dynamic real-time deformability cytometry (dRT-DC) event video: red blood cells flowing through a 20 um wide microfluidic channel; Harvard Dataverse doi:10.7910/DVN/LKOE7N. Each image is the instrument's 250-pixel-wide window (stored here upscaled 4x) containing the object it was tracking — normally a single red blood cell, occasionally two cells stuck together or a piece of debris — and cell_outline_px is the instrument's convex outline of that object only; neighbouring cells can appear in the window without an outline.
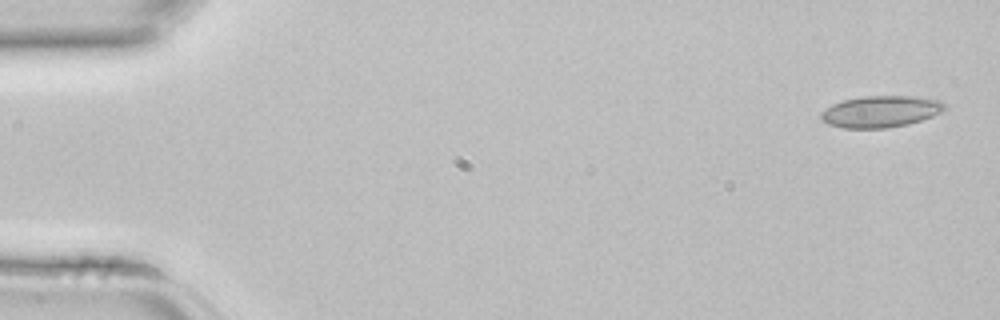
{"species": "common noctule bat (a hibernating species)", "species_latin": "Nyctalus noctula", "temperature_condition": "room temperature", "stored_images_in_passage": 3, "camera_frame_rate_fps": 3000, "um_per_image_px": 0.085, "animal": {"sex": "female", "body_mass_g": 22.7, "forearm_length_mm": 54.2}, "frame": {"image": 1, "passage_image": 1, "time_ms": 0.0, "image_size_px": [1000, 320], "cell_outline_px": [[944, 108], [940, 112], [932, 116], [908, 124], [888, 128], [844, 128], [828, 124], [820, 120], [820, 112], [824, 108], [832, 104], [844, 100], [864, 96], [916, 96], [940, 100], [944, 104]], "centroid_in_image_um": [74.8, 9.48], "position_along_channel_um": 10.2, "area_um2": 22.77}}
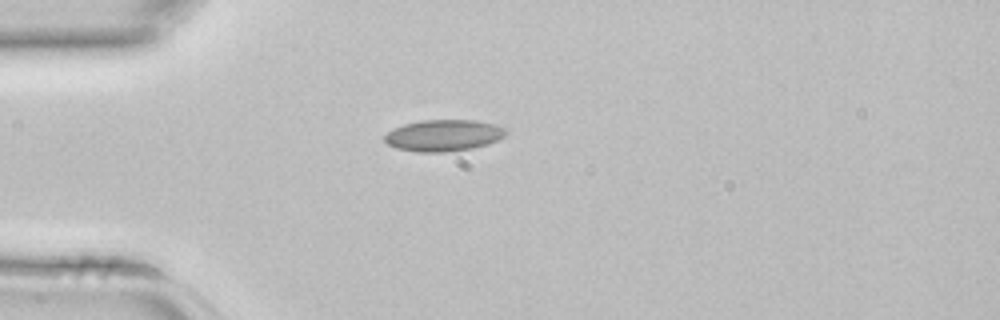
{"frame": {"image": 2, "passage_image": 3, "time_ms": 0.667, "image_size_px": [1000, 320], "cell_outline_px": [[508, 132], [504, 136], [488, 144], [472, 148], [444, 152], [416, 152], [396, 148], [388, 144], [384, 140], [384, 136], [388, 132], [404, 124], [424, 120], [472, 120], [492, 124], [504, 128]], "centroid_in_image_um": [37.69, 11.52], "position_along_channel_um": 47.3, "area_um2": 22.02}}